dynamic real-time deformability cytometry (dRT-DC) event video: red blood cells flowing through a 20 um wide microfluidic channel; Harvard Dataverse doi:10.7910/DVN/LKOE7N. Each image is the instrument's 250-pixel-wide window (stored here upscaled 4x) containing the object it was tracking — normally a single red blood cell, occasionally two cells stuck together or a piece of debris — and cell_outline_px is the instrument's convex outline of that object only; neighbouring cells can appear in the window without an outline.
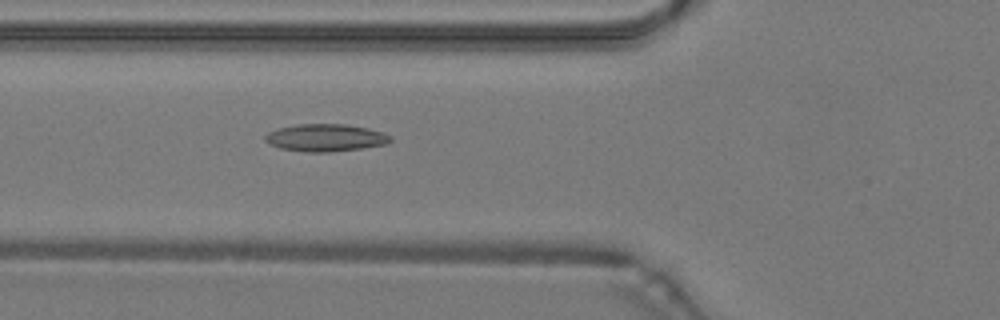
{"species": "common noctule bat (a hibernating species)", "species_latin": "Nyctalus noctula", "temperature_condition": "warm", "stored_images_in_passage": 44, "camera_frame_rate_fps": 3000, "um_per_image_px": 0.085, "animal": {"sex": "male", "body_mass_g": 19.2, "forearm_length_mm": 51.8}, "frame": {"image": 1, "passage_image": 14, "time_ms": 4.333, "image_size_px": [1000, 320], "cell_outline_px": [[392, 140], [388, 144], [360, 148], [328, 152], [304, 152], [280, 148], [268, 144], [264, 140], [264, 136], [268, 132], [280, 128], [296, 124], [348, 124], [368, 128], [384, 132], [392, 136]], "centroid_in_image_um": [27.68, 11.7], "position_along_channel_um": 98.1, "area_um2": 20.17}}
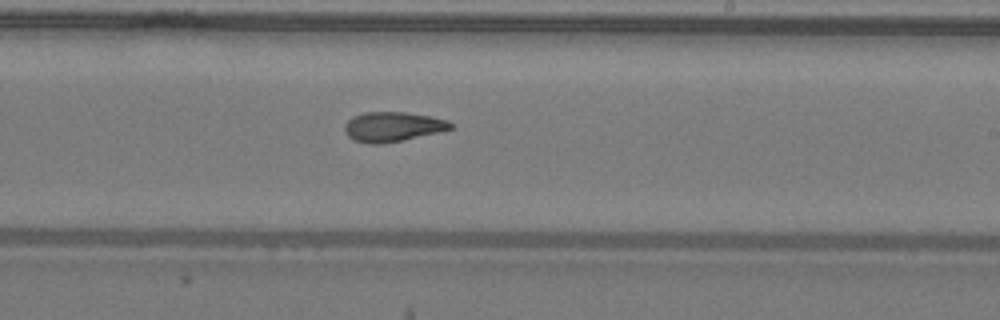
{"frame": {"image": 2, "passage_image": 25, "time_ms": 8.0, "image_size_px": [1000, 320], "cell_outline_px": [[452, 128], [440, 132], [380, 144], [368, 144], [352, 140], [344, 132], [344, 124], [352, 116], [364, 112], [404, 112], [432, 116], [448, 120], [452, 124]], "centroid_in_image_um": [33.34, 10.77], "position_along_channel_um": 255.7, "area_um2": 18.44}}
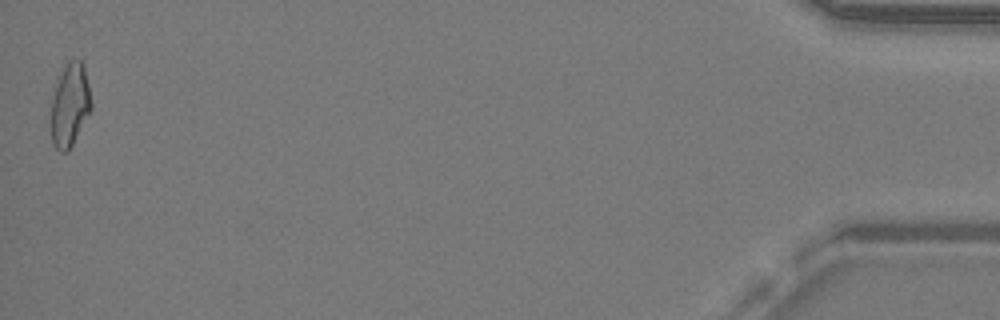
{"frame": {"image": 3, "passage_image": 44, "time_ms": 14.333, "image_size_px": [1000, 320], "cell_outline_px": [[92, 108], [68, 152], [60, 152], [52, 144], [48, 124], [52, 100], [60, 76], [68, 60], [80, 60], [84, 64], [92, 104]], "centroid_in_image_um": [5.91, 8.99], "position_along_channel_um": 429.3, "area_um2": 19.65}, "authors_computed_cell_mechanics": {"area_um2": 18.6983, "velocity_mm_per_s": 4.2847, "shape_relaxation_time_tau1_ms": null, "shape_relaxation_time_tau2_ms": 3.0428, "deformation_change_tau1": null, "deformation_change_tau2": 0.101}}